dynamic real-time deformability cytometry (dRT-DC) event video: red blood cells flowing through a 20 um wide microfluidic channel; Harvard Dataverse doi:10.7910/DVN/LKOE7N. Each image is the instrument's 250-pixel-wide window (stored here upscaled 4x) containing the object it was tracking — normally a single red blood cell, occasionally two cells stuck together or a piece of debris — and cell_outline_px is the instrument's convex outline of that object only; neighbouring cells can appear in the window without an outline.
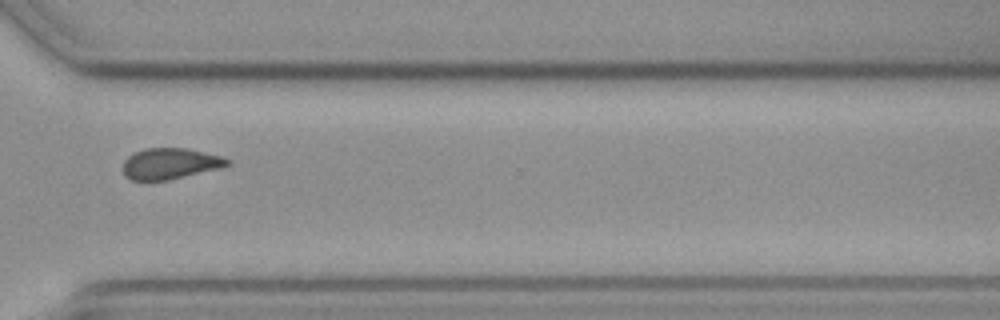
{"species": "common noctule bat (a hibernating species)", "species_latin": "Nyctalus noctula", "temperature_condition": "cold", "stored_images_in_passage": 13, "camera_frame_rate_fps": 3000, "um_per_image_px": 0.085, "animal": {"sex": "female", "body_mass_g": 19.3, "forearm_length_mm": 54.1}, "frame": {"image": 1, "passage_image": 10, "time_ms": 11.0, "image_size_px": [1000, 320], "cell_outline_px": [[232, 164], [224, 168], [168, 180], [132, 180], [124, 176], [124, 160], [128, 156], [144, 148], [188, 148], [220, 156], [232, 160]], "centroid_in_image_um": [14.52, 13.91], "position_along_channel_um": 356.1, "area_um2": 19.07}}